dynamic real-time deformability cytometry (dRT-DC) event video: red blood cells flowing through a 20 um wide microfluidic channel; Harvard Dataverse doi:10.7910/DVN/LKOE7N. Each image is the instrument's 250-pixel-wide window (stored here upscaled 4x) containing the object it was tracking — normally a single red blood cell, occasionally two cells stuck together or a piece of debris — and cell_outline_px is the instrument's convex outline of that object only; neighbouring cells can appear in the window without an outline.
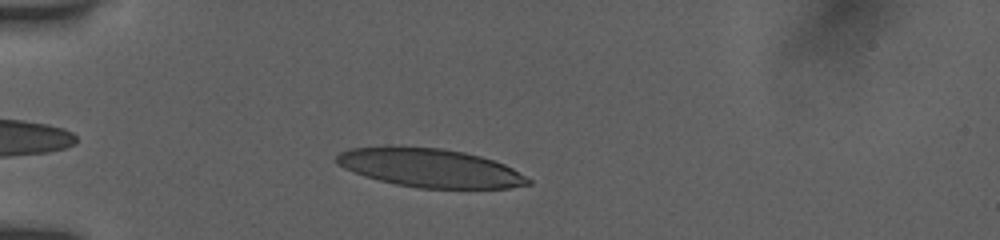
{"species": "human", "species_latin": "Homo sapiens", "temperature_condition": "room temperature", "stored_images_in_passage": 39, "camera_frame_rate_fps": 3000, "um_per_image_px": 0.085, "donor": {"sex": "female"}, "frame": {"image": 1, "passage_image": 6, "time_ms": 1.667, "image_size_px": [1000, 240], "cell_outline_px": [[532, 184], [508, 188], [420, 188], [396, 184], [364, 176], [344, 168], [336, 160], [336, 156], [340, 152], [348, 148], [388, 144], [440, 148], [464, 152], [480, 156], [504, 164], [512, 168], [532, 180]], "centroid_in_image_um": [36.51, 14.24], "position_along_channel_um": 48.5, "area_um2": 43.52}}
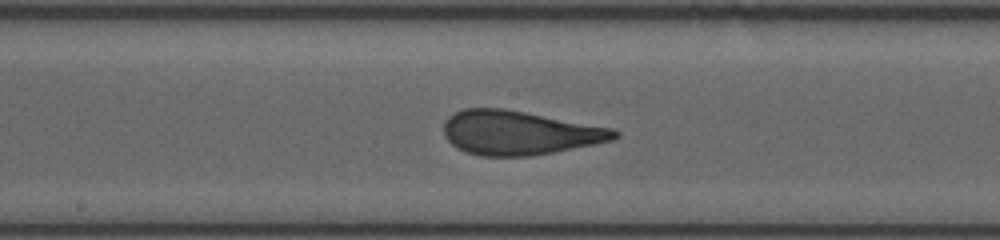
{"frame": {"image": 2, "passage_image": 20, "time_ms": 6.333, "image_size_px": [1000, 240], "cell_outline_px": [[620, 136], [616, 140], [556, 152], [532, 156], [480, 156], [456, 148], [444, 136], [444, 120], [448, 116], [464, 108], [504, 108], [616, 128], [620, 132]], "centroid_in_image_um": [44.2, 11.28], "position_along_channel_um": 204.0, "area_um2": 44.45}}
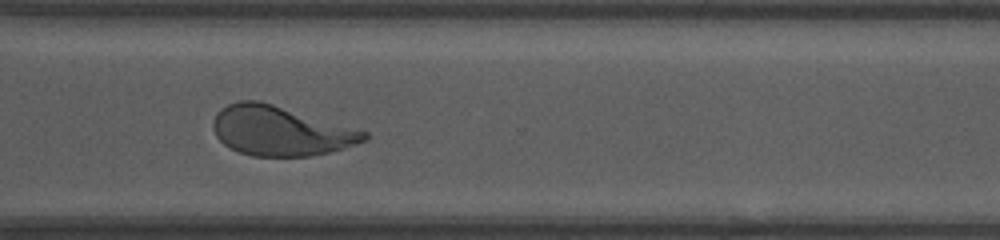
{"frame": {"image": 3, "passage_image": 31, "time_ms": 10.0, "image_size_px": [1000, 240], "cell_outline_px": [[368, 140], [344, 148], [312, 156], [252, 156], [240, 152], [224, 144], [216, 136], [212, 128], [212, 124], [216, 112], [220, 108], [228, 104], [240, 100], [260, 100], [368, 132]], "centroid_in_image_um": [23.81, 11.12], "position_along_channel_um": 346.8, "area_um2": 43.58}, "authors_computed_cell_mechanics": {"area_um2": 43.9858, "velocity_mm_per_s": 3.9086, "shape_relaxation_time_tau1_ms": 5.6388, "shape_relaxation_time_tau2_ms": 0.8528, "deformation_change_tau1": 0.2099, "deformation_change_tau2": 0.092}}